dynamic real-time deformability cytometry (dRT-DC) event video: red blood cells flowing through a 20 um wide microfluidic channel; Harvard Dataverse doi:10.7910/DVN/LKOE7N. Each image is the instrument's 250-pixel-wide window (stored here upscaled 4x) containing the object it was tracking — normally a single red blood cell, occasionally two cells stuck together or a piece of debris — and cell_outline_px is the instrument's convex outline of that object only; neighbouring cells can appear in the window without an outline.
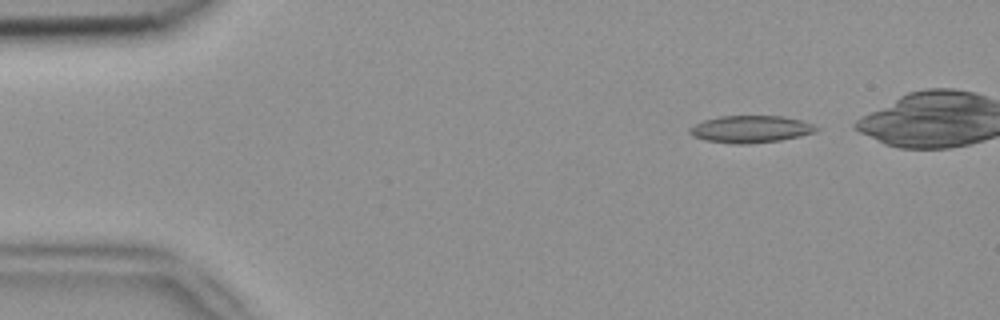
{"species": "common noctule bat (a hibernating species)", "species_latin": "Nyctalus noctula", "temperature_condition": "room temperature", "stored_images_in_passage": 9, "camera_frame_rate_fps": 3000, "um_per_image_px": 0.085, "animal": {"sex": "female", "body_mass_g": 18.4}, "frame": {"image": 1, "passage_image": 1, "time_ms": 0.0, "image_size_px": [1000, 320], "cell_outline_px": [[820, 128], [816, 132], [800, 136], [780, 140], [748, 144], [732, 144], [704, 140], [692, 136], [688, 132], [688, 128], [704, 120], [720, 116], [784, 116], [800, 120], [812, 124]], "centroid_in_image_um": [63.79, 10.98], "position_along_channel_um": 21.2, "area_um2": 20.11}}
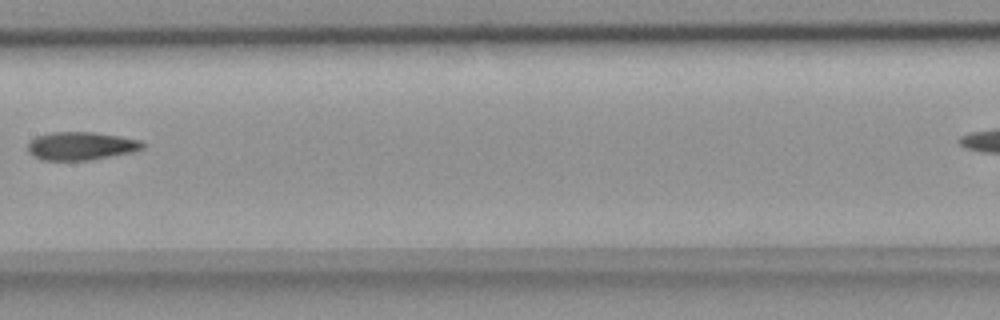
{"frame": {"image": 2, "passage_image": 7, "time_ms": 2.0, "image_size_px": [1000, 320], "cell_outline_px": [[148, 144], [144, 148], [132, 152], [92, 160], [40, 160], [28, 152], [28, 144], [36, 136], [52, 132], [92, 132], [120, 136], [140, 140]], "centroid_in_image_um": [6.92, 12.41], "position_along_channel_um": 200.5, "area_um2": 18.96}}
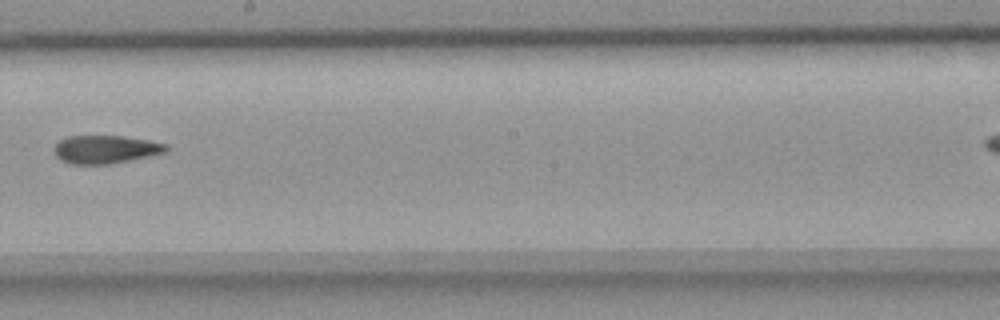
{"frame": {"image": 3, "passage_image": 8, "time_ms": 2.333, "image_size_px": [1000, 320], "cell_outline_px": [[168, 152], [108, 164], [72, 164], [60, 160], [56, 156], [56, 144], [60, 140], [68, 136], [124, 136], [148, 140], [168, 144]], "centroid_in_image_um": [9.0, 12.69], "position_along_channel_um": 239.2, "area_um2": 18.21}}